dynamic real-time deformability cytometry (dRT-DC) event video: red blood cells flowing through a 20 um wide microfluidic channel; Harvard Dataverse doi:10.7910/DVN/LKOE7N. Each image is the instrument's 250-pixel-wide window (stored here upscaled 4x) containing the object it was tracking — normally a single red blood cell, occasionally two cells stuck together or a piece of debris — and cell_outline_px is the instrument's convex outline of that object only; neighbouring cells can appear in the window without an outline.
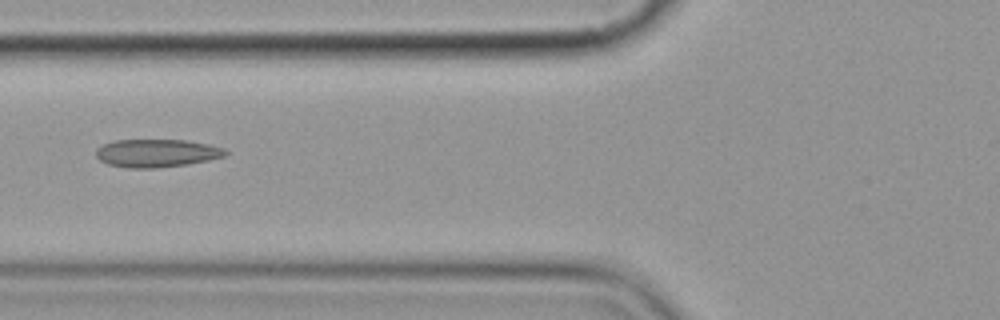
{"species": "common noctule bat (a hibernating species)", "species_latin": "Nyctalus noctula", "temperature_condition": "cold", "stored_images_in_passage": 4, "camera_frame_rate_fps": 3000, "um_per_image_px": 0.085, "animal": {"sex": "female", "body_mass_g": 19.9}, "frame": {"image": 1, "passage_image": 2, "time_ms": 1.333, "image_size_px": [1000, 320], "cell_outline_px": [[228, 152], [224, 156], [208, 160], [188, 164], [156, 168], [128, 168], [108, 164], [100, 160], [96, 156], [96, 148], [104, 144], [116, 140], [184, 140], [208, 144], [224, 148]], "centroid_in_image_um": [13.31, 13.02], "position_along_channel_um": 112.5, "area_um2": 21.04}}
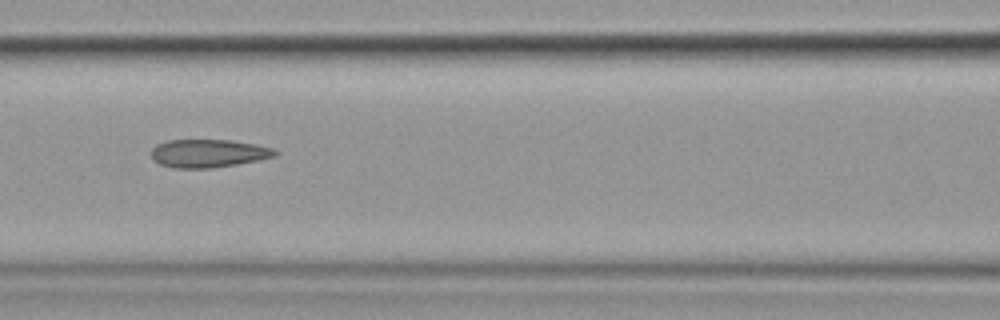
{"frame": {"image": 2, "passage_image": 3, "time_ms": 2.333, "image_size_px": [1000, 320], "cell_outline_px": [[280, 152], [276, 156], [260, 160], [212, 168], [172, 168], [160, 164], [152, 156], [152, 148], [156, 144], [168, 140], [232, 140], [256, 144], [276, 148]], "centroid_in_image_um": [17.78, 13.03], "position_along_channel_um": 148.8, "area_um2": 20.46}}
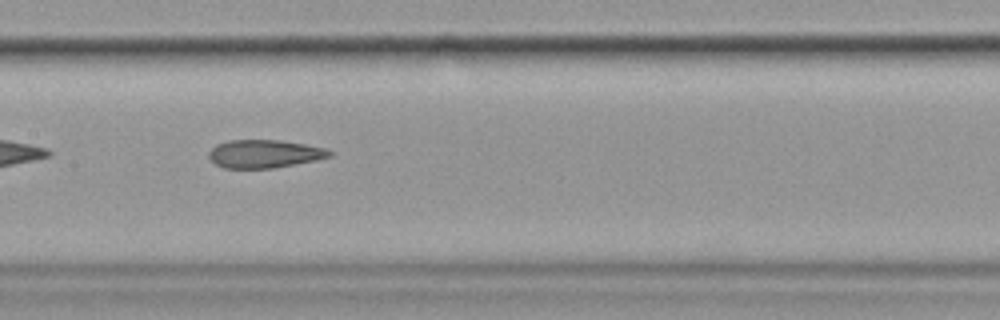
{"frame": {"image": 3, "passage_image": 4, "time_ms": 3.333, "image_size_px": [1000, 320], "cell_outline_px": [[332, 156], [316, 160], [272, 168], [224, 168], [216, 164], [208, 156], [208, 152], [216, 144], [228, 140], [280, 140], [304, 144], [324, 148], [332, 152]], "centroid_in_image_um": [22.45, 13.07], "position_along_channel_um": 185.0, "area_um2": 19.65}}